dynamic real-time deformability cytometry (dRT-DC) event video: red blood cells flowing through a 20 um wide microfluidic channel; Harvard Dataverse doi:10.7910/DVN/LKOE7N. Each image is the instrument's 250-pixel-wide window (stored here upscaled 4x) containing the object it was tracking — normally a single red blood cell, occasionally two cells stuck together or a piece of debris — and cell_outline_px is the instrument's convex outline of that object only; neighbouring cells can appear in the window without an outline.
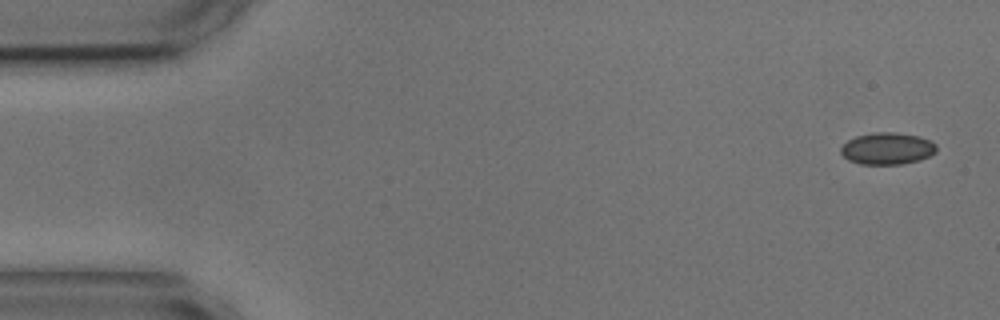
{"species": "common noctule bat (a hibernating species)", "species_latin": "Nyctalus noctula", "temperature_condition": "cold", "stored_images_in_passage": 7, "camera_frame_rate_fps": 3000, "um_per_image_px": 0.085, "animal": {"sex": "male", "body_mass_g": 17.9, "forearm_length_mm": 54.2}, "frame": {"image": 1, "passage_image": 1, "time_ms": 0.0, "image_size_px": [1000, 320], "cell_outline_px": [[936, 152], [920, 160], [900, 164], [860, 164], [848, 160], [840, 152], [840, 148], [848, 140], [856, 136], [876, 132], [896, 132], [920, 136], [932, 140], [936, 144]], "centroid_in_image_um": [75.43, 12.62], "position_along_channel_um": 9.6, "area_um2": 17.86}}
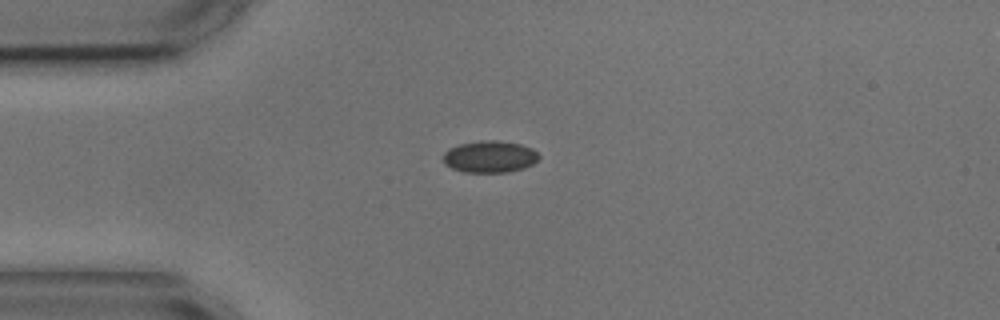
{"frame": {"image": 2, "passage_image": 4, "time_ms": 3.667, "image_size_px": [1000, 320], "cell_outline_px": [[540, 156], [532, 164], [524, 168], [508, 172], [464, 172], [452, 168], [444, 164], [444, 152], [448, 148], [460, 144], [480, 140], [496, 140], [520, 144], [532, 148]], "centroid_in_image_um": [41.61, 13.31], "position_along_channel_um": 43.4, "area_um2": 17.74}}